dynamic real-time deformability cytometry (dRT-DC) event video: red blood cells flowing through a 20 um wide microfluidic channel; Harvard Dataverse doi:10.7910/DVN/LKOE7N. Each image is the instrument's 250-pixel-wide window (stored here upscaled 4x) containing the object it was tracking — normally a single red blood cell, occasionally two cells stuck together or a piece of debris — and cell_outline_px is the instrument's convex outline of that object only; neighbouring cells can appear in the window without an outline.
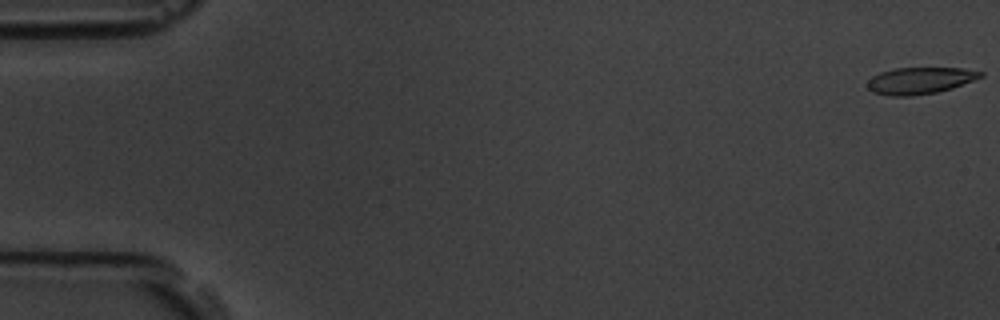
{"species": "common noctule bat (a hibernating species)", "species_latin": "Nyctalus noctula", "temperature_condition": "room temperature", "stored_images_in_passage": 5, "camera_frame_rate_fps": 3000, "um_per_image_px": 0.085, "animal": {"sex": "male", "body_mass_g": 19.5, "forearm_length_mm": 54.6}, "frame": {"image": 1, "passage_image": 1, "time_ms": 0.0, "image_size_px": [1000, 320], "cell_outline_px": [[984, 76], [952, 88], [936, 92], [912, 96], [892, 96], [872, 92], [868, 88], [868, 80], [872, 76], [880, 72], [896, 68], [964, 68], [984, 72]], "centroid_in_image_um": [78.2, 6.85], "position_along_channel_um": 6.8, "area_um2": 17.57}}
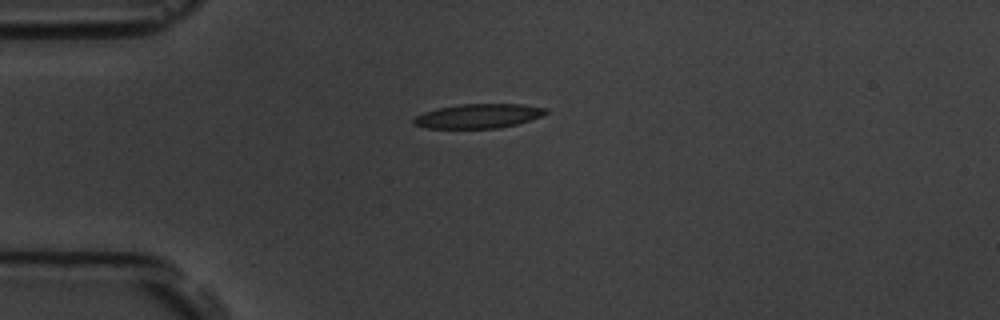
{"frame": {"image": 2, "passage_image": 5, "time_ms": 4.667, "image_size_px": [1000, 320], "cell_outline_px": [[548, 112], [540, 116], [516, 124], [496, 128], [424, 128], [412, 124], [412, 120], [416, 116], [424, 112], [436, 108], [460, 104], [524, 104], [548, 108]], "centroid_in_image_um": [40.62, 9.85], "position_along_channel_um": 44.4, "area_um2": 18.73}}